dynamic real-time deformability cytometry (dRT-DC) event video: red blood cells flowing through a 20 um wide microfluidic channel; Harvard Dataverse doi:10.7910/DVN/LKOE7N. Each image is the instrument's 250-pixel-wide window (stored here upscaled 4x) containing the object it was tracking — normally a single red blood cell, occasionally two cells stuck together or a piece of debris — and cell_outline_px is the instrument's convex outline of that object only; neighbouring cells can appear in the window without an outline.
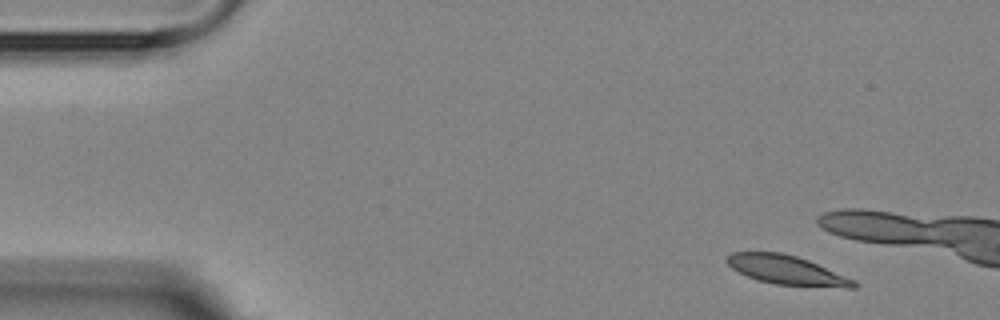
{"species": "Egyptian fruit bat (a non-hibernating species)", "species_latin": "Rousettus aegyptiacus", "temperature_condition": "room temperature", "stored_images_in_passage": 4, "camera_frame_rate_fps": 3000, "um_per_image_px": 0.085, "animal": {"sex": "female"}, "frame": {"image": 1, "passage_image": 1, "time_ms": 0.0, "image_size_px": [1000, 320], "cell_outline_px": [[860, 284], [856, 288], [844, 288], [776, 284], [756, 280], [732, 268], [724, 260], [732, 252], [780, 252], [796, 256], [808, 260], [856, 280]], "centroid_in_image_um": [66.92, 22.97], "position_along_channel_um": 18.1, "area_um2": 21.56}}